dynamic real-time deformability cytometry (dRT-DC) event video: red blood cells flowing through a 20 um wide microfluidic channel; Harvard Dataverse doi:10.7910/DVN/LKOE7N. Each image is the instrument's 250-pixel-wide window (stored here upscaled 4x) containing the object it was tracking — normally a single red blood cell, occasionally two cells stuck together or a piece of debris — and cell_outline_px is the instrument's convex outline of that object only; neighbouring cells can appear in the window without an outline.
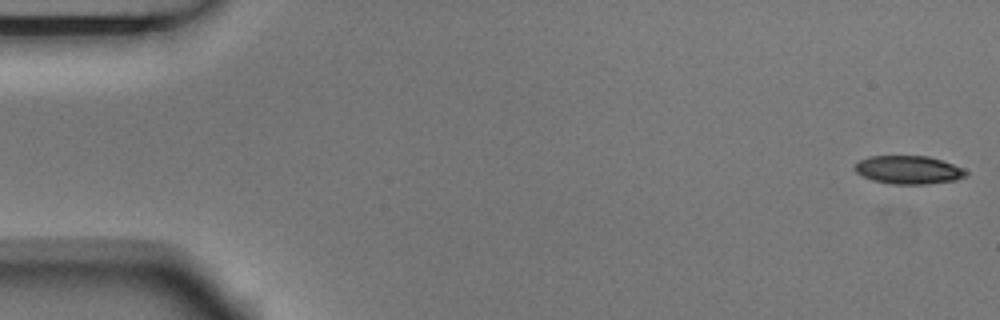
{"species": "Egyptian fruit bat (a non-hibernating species)", "species_latin": "Rousettus aegyptiacus", "temperature_condition": "room temperature", "stored_images_in_passage": 5, "camera_frame_rate_fps": 3000, "um_per_image_px": 0.085, "animal": {"sex": "male"}, "frame": {"image": 1, "passage_image": 1, "time_ms": 0.0, "image_size_px": [1000, 320], "cell_outline_px": [[968, 172], [964, 176], [956, 180], [924, 184], [892, 184], [872, 180], [856, 172], [852, 168], [860, 160], [868, 156], [928, 156], [952, 164]], "centroid_in_image_um": [77.17, 14.44], "position_along_channel_um": 7.8, "area_um2": 18.09}}
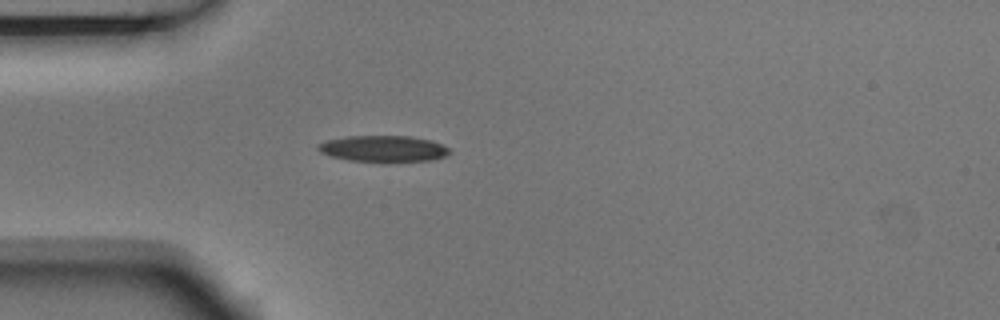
{"frame": {"image": 2, "passage_image": 5, "time_ms": 1.333, "image_size_px": [1000, 320], "cell_outline_px": [[452, 152], [444, 156], [432, 160], [352, 160], [332, 156], [320, 152], [316, 148], [316, 144], [328, 140], [348, 136], [412, 136], [432, 140], [448, 148]], "centroid_in_image_um": [32.58, 12.6], "position_along_channel_um": 52.4, "area_um2": 19.54}}